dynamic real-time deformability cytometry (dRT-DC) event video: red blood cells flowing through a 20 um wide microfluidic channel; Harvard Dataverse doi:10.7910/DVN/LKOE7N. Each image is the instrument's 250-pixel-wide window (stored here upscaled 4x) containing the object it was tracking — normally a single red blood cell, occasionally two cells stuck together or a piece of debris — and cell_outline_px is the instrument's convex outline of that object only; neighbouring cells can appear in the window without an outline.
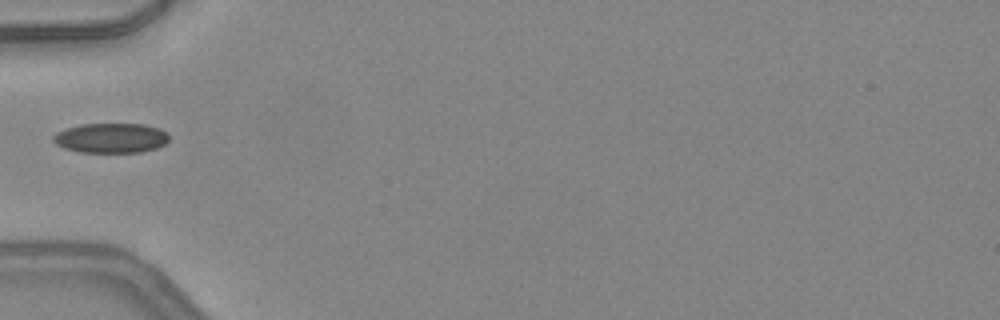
{"species": "common noctule bat (a hibernating species)", "species_latin": "Nyctalus noctula", "temperature_condition": "warm", "stored_images_in_passage": 33, "camera_frame_rate_fps": 3000, "um_per_image_px": 0.085, "animal": {"sex": "female", "body_mass_g": 24.6, "forearm_length_mm": 56.2}, "frame": {"image": 1, "passage_image": 1, "time_ms": 0.0, "image_size_px": [1000, 320], "cell_outline_px": [[168, 140], [164, 144], [156, 148], [140, 152], [80, 152], [64, 148], [56, 144], [52, 140], [52, 136], [56, 132], [80, 124], [144, 124], [160, 128], [168, 132]], "centroid_in_image_um": [9.43, 11.72], "position_along_channel_um": 75.6, "area_um2": 20.17}}
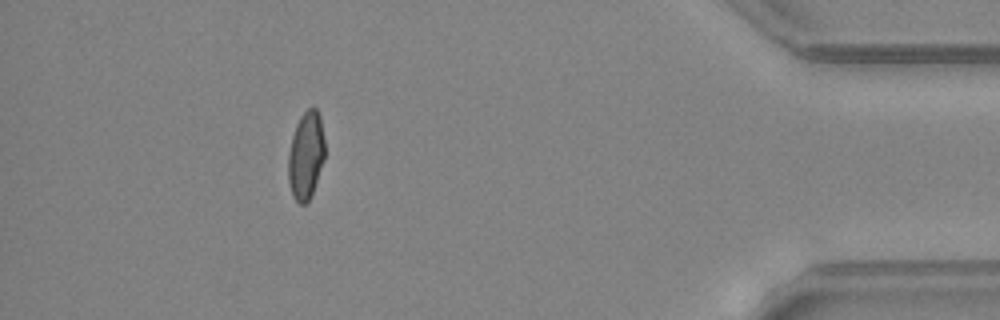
{"frame": {"image": 2, "passage_image": 28, "time_ms": 9.0, "image_size_px": [1000, 320], "cell_outline_px": [[324, 160], [312, 196], [304, 204], [300, 204], [292, 196], [288, 180], [288, 152], [292, 136], [296, 124], [300, 116], [312, 104], [316, 108], [320, 116], [324, 140]], "centroid_in_image_um": [26.0, 13.2], "position_along_channel_um": 409.2, "area_um2": 18.96}}